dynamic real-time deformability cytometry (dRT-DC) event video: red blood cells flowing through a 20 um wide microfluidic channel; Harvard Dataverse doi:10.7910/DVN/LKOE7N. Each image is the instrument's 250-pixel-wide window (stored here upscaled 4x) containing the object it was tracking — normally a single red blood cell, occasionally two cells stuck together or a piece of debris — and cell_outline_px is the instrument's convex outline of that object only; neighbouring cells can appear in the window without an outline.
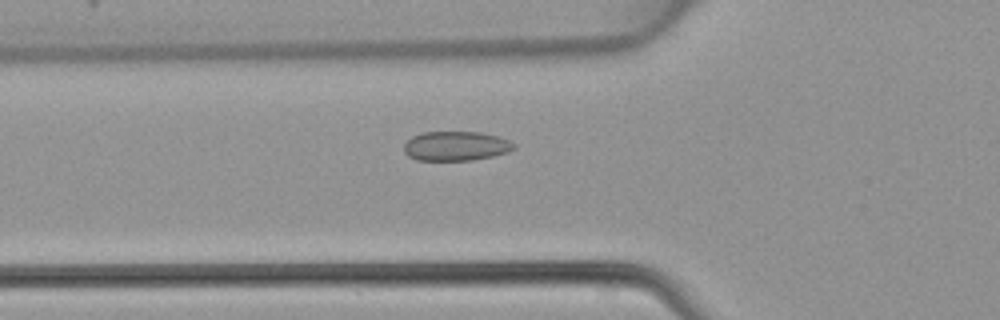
{"species": "common noctule bat (a hibernating species)", "species_latin": "Nyctalus noctula", "temperature_condition": "warm", "stored_images_in_passage": 47, "camera_frame_rate_fps": 3000, "um_per_image_px": 0.085, "animal": {"sex": "female", "body_mass_g": 22.7, "forearm_length_mm": 54.2}, "frame": {"image": 1, "passage_image": 17, "time_ms": 5.333, "image_size_px": [1000, 320], "cell_outline_px": [[516, 148], [508, 152], [492, 156], [472, 160], [416, 160], [408, 156], [404, 152], [404, 144], [412, 136], [420, 132], [480, 132], [500, 136], [516, 144]], "centroid_in_image_um": [38.76, 12.4], "position_along_channel_um": 87.0, "area_um2": 19.02}}
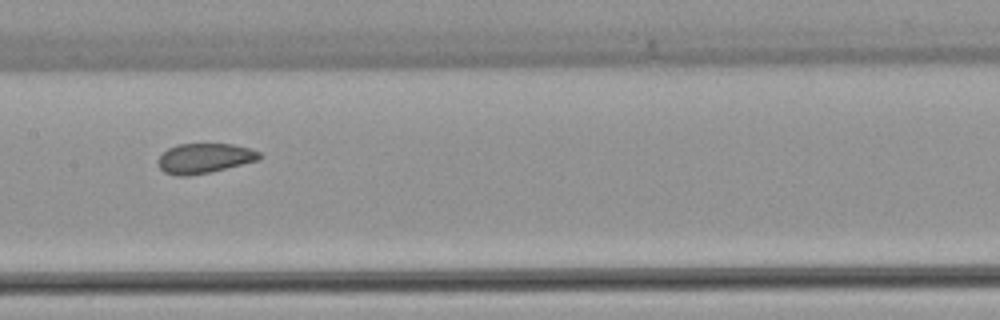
{"frame": {"image": 2, "passage_image": 24, "time_ms": 7.667, "image_size_px": [1000, 320], "cell_outline_px": [[264, 156], [260, 160], [212, 172], [188, 176], [176, 176], [164, 172], [160, 168], [160, 156], [168, 148], [176, 144], [232, 144], [248, 148], [260, 152]], "centroid_in_image_um": [17.43, 13.46], "position_along_channel_um": 190.0, "area_um2": 17.74}}
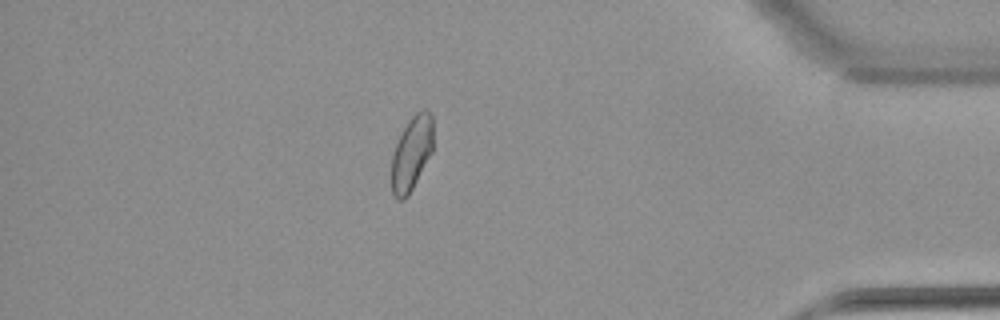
{"frame": {"image": 3, "passage_image": 41, "time_ms": 13.333, "image_size_px": [1000, 320], "cell_outline_px": [[432, 152], [408, 196], [404, 200], [396, 200], [392, 192], [392, 152], [408, 120], [416, 112], [424, 108], [432, 116]], "centroid_in_image_um": [34.97, 13.05], "position_along_channel_um": 400.2, "area_um2": 17.86}}